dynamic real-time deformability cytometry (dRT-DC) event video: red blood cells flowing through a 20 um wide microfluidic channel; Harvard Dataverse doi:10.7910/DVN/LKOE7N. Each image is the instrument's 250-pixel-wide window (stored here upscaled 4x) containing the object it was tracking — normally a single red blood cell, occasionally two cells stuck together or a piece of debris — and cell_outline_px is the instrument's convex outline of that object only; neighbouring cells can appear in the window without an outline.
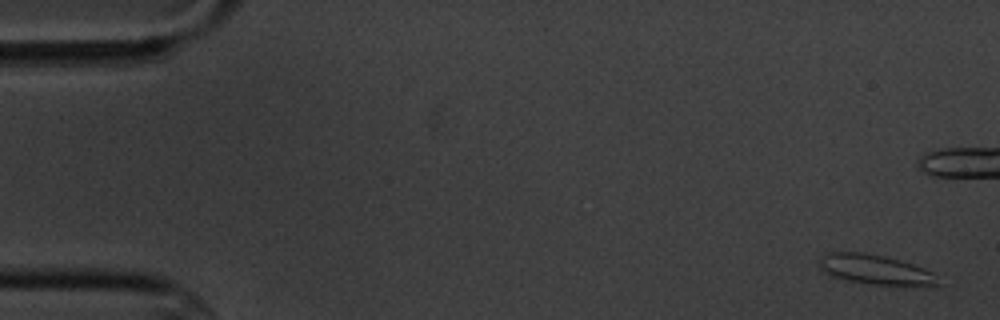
{"species": "common noctule bat (a hibernating species)", "species_latin": "Nyctalus noctula", "temperature_condition": "cold", "stored_images_in_passage": 14, "camera_frame_rate_fps": 3000, "um_per_image_px": 0.085, "animal": {"sex": "male", "body_mass_g": 20.1, "forearm_length_mm": 53.5}, "frame": {"image": 1, "passage_image": 1, "time_ms": 0.0, "image_size_px": [1000, 320], "cell_outline_px": [[940, 284], [872, 284], [844, 280], [828, 276], [820, 268], [816, 260], [820, 256], [828, 252], [864, 252], [884, 256], [900, 260], [912, 264], [932, 272]], "centroid_in_image_um": [74.22, 22.88], "position_along_channel_um": 10.8, "area_um2": 20.35}}
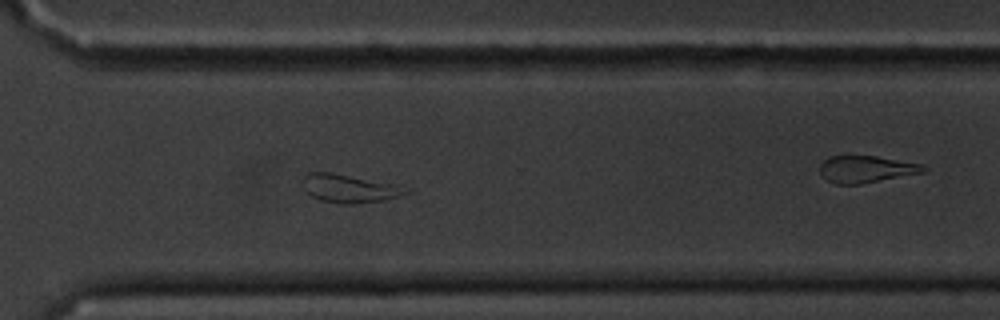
{"frame": {"image": 2, "passage_image": 12, "time_ms": 13.333, "image_size_px": [1000, 320], "cell_outline_px": [[412, 192], [380, 200], [348, 204], [340, 204], [320, 200], [312, 196], [304, 188], [304, 176], [308, 172], [332, 172], [392, 184]], "centroid_in_image_um": [29.61, 16.01], "position_along_channel_um": 341.0, "area_um2": 16.36}}